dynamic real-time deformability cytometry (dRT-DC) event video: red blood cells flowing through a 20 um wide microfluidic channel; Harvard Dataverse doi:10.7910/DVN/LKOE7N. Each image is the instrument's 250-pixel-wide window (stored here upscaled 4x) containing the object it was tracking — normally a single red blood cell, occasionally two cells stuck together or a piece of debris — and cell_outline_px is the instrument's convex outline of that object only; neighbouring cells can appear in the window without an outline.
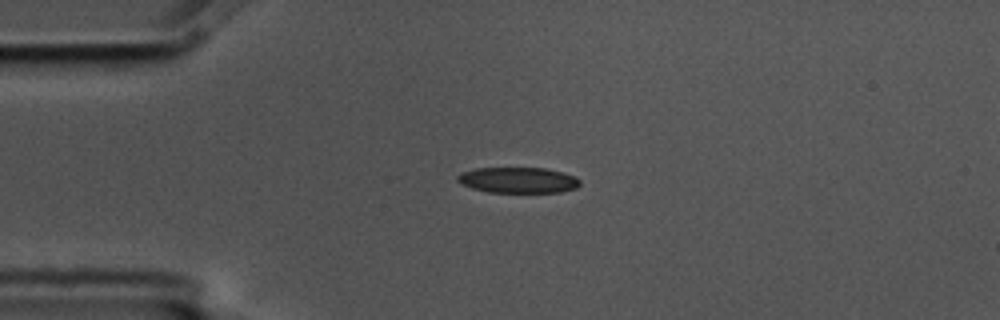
{"species": "common noctule bat (a hibernating species)", "species_latin": "Nyctalus noctula", "temperature_condition": "cold", "stored_images_in_passage": 5, "camera_frame_rate_fps": 3000, "um_per_image_px": 0.085, "animal": {"sex": "male", "body_mass_g": 17.5, "forearm_length_mm": 52.3}, "frame": {"image": 1, "passage_image": 5, "time_ms": 1.333, "image_size_px": [1000, 320], "cell_outline_px": [[580, 184], [576, 188], [560, 192], [488, 192], [472, 188], [460, 184], [456, 180], [456, 176], [460, 172], [476, 168], [544, 168], [564, 172], [576, 176], [580, 180]], "centroid_in_image_um": [44.02, 15.3], "position_along_channel_um": 41.0, "area_um2": 18.55}}